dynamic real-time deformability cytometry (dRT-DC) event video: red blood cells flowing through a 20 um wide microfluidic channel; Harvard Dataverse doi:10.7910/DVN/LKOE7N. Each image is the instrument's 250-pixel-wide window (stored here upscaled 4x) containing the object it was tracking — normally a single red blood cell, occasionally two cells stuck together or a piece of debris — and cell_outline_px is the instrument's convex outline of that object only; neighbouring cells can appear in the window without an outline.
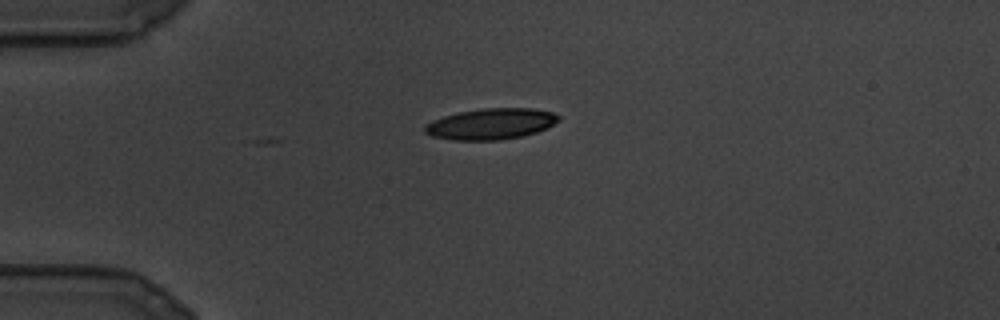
{"species": "common noctule bat (a hibernating species)", "species_latin": "Nyctalus noctula", "temperature_condition": "cold", "stored_images_in_passage": 4, "camera_frame_rate_fps": 3000, "um_per_image_px": 0.085, "animal": {"sex": "male", "body_mass_g": 19.5, "forearm_length_mm": 54.6}, "frame": {"image": 1, "passage_image": 1, "time_ms": 0.0, "image_size_px": [1000, 320], "cell_outline_px": [[560, 120], [548, 128], [524, 136], [500, 140], [452, 140], [432, 136], [424, 132], [424, 124], [432, 120], [444, 116], [460, 112], [480, 108], [532, 108], [552, 112], [560, 116]], "centroid_in_image_um": [41.74, 10.53], "position_along_channel_um": 43.3, "area_um2": 24.39}}